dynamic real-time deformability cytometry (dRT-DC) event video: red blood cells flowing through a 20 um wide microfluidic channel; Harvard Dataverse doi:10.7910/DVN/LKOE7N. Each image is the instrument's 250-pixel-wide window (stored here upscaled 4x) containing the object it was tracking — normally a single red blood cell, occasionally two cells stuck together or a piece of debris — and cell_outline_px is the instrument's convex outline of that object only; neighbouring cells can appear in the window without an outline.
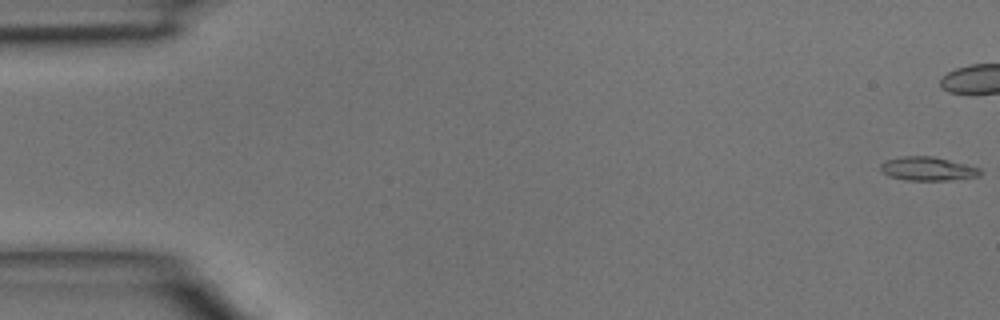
{"species": "common noctule bat (a hibernating species)", "species_latin": "Nyctalus noctula", "temperature_condition": "room temperature", "stored_images_in_passage": 7, "camera_frame_rate_fps": 3000, "um_per_image_px": 0.085, "animal": {"sex": "male", "body_mass_g": 15.6}, "frame": {"image": 1, "passage_image": 1, "time_ms": 0.0, "image_size_px": [1000, 320], "cell_outline_px": [[984, 172], [980, 176], [952, 180], [908, 180], [888, 176], [880, 168], [880, 164], [888, 160], [904, 156], [932, 156], [980, 168]], "centroid_in_image_um": [78.89, 14.35], "position_along_channel_um": 6.1, "area_um2": 13.64}}
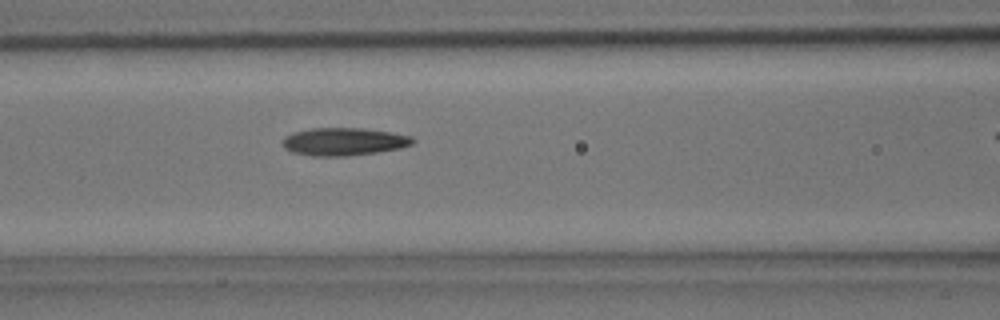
{"frame": {"image": 2, "passage_image": 6, "time_ms": 1.667, "image_size_px": [1000, 320], "cell_outline_px": [[416, 140], [412, 144], [400, 148], [376, 152], [344, 156], [312, 156], [292, 152], [284, 148], [284, 136], [292, 132], [312, 128], [364, 128], [392, 132], [412, 136]], "centroid_in_image_um": [29.24, 12.03], "position_along_channel_um": 137.4, "area_um2": 21.1}}